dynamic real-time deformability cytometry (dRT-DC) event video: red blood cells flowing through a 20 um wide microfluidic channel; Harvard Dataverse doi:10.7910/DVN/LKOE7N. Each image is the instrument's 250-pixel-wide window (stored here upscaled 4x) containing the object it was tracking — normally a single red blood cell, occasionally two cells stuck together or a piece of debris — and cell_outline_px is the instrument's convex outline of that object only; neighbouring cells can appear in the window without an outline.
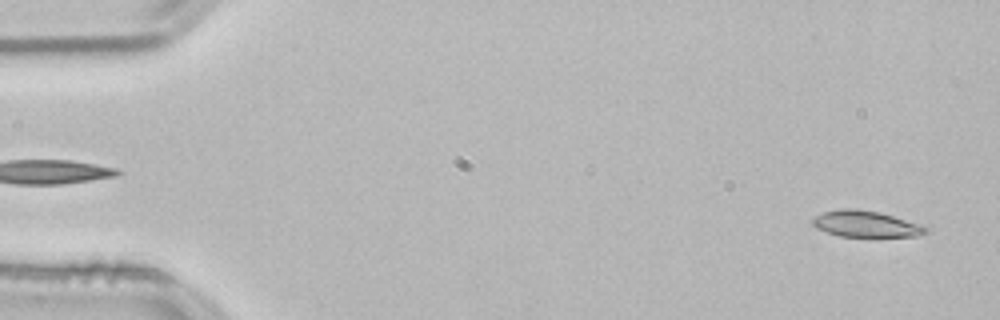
{"species": "common noctule bat (a hibernating species)", "species_latin": "Nyctalus noctula", "temperature_condition": "room temperature", "stored_images_in_passage": 11, "camera_frame_rate_fps": 3000, "um_per_image_px": 0.085, "animal": {"sex": "male", "body_mass_g": 21.5, "forearm_length_mm": 52.0}, "frame": {"image": 1, "passage_image": 2, "time_ms": 0.333, "image_size_px": [1000, 320], "cell_outline_px": [[928, 232], [916, 236], [840, 236], [816, 228], [812, 224], [812, 220], [816, 216], [824, 212], [840, 208], [856, 208], [880, 212], [924, 224], [928, 228]], "centroid_in_image_um": [73.64, 19.02], "position_along_channel_um": 11.4, "area_um2": 17.4}}